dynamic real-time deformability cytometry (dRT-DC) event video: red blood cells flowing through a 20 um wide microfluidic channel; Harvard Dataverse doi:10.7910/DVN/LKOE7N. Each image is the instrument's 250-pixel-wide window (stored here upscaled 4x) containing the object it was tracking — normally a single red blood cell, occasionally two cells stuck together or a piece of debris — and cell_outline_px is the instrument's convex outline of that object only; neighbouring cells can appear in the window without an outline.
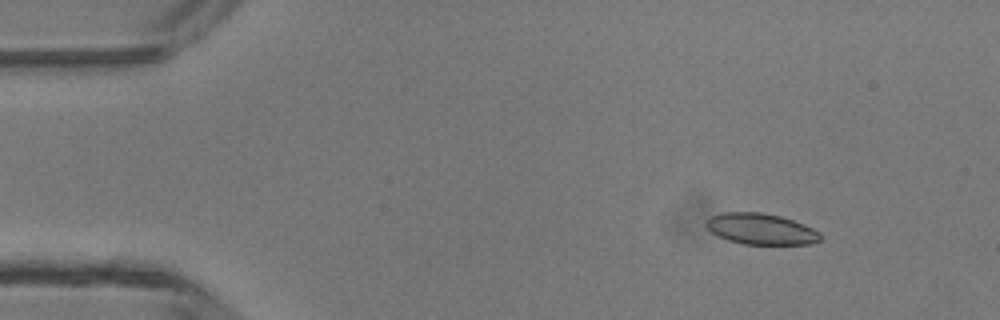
{"species": "common noctule bat (a hibernating species)", "species_latin": "Nyctalus noctula", "temperature_condition": "room temperature", "stored_images_in_passage": 47, "camera_frame_rate_fps": 3000, "um_per_image_px": 0.085, "animal": {"sex": "male", "body_mass_g": 13.3}, "frame": {"image": 1, "passage_image": 6, "time_ms": 1.667, "image_size_px": [1000, 320], "cell_outline_px": [[824, 236], [820, 240], [812, 244], [744, 244], [728, 240], [712, 232], [704, 224], [704, 220], [708, 216], [724, 212], [760, 212], [780, 216], [804, 224], [820, 232]], "centroid_in_image_um": [64.68, 19.45], "position_along_channel_um": 20.3, "area_um2": 20.81}}
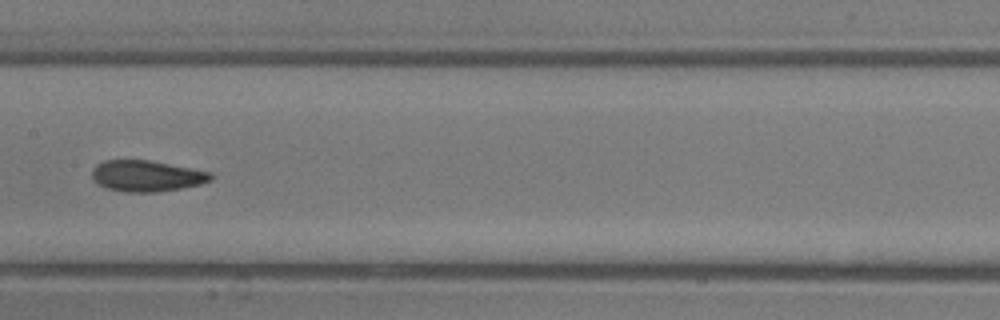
{"frame": {"image": 2, "passage_image": 24, "time_ms": 7.667, "image_size_px": [1000, 320], "cell_outline_px": [[216, 176], [212, 180], [200, 184], [180, 188], [156, 192], [128, 192], [108, 188], [96, 184], [92, 180], [92, 168], [96, 164], [104, 160], [148, 160], [212, 172]], "centroid_in_image_um": [12.46, 14.95], "position_along_channel_um": 194.9, "area_um2": 21.62}}
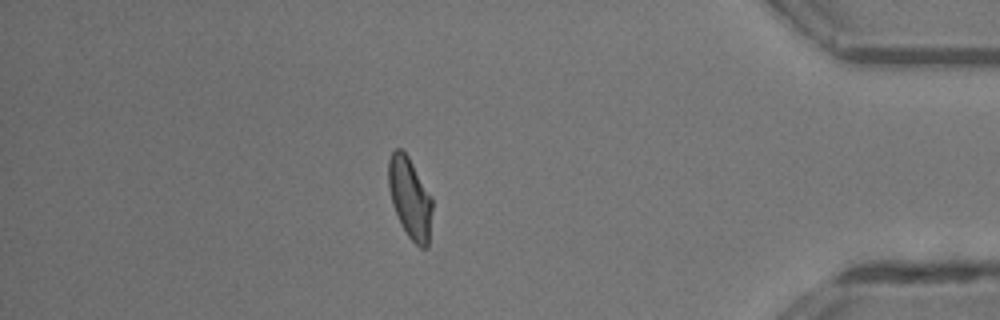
{"frame": {"image": 3, "passage_image": 41, "time_ms": 13.333, "image_size_px": [1000, 320], "cell_outline_px": [[432, 208], [428, 248], [420, 248], [408, 236], [400, 224], [392, 204], [388, 188], [388, 160], [392, 152], [396, 148], [400, 148], [408, 156], [432, 196]], "centroid_in_image_um": [34.84, 16.83], "position_along_channel_um": 400.4, "area_um2": 20.81}, "authors_computed_cell_mechanics": {"area_um2": 21.5016, "velocity_mm_per_s": 4.3621, "shape_relaxation_time_tau1_ms": 4.2818, "shape_relaxation_time_tau2_ms": 1.7765, "deformation_change_tau1": 0.1282, "deformation_change_tau2": 0.0879}}